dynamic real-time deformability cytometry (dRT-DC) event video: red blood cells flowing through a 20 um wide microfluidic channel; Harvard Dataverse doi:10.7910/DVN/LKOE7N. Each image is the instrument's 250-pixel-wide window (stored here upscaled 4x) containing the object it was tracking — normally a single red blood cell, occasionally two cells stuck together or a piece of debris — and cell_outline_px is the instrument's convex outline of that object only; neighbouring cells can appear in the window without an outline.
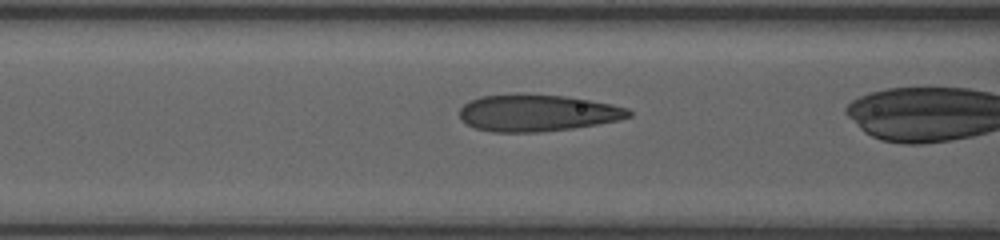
{"species": "human", "species_latin": "Homo sapiens", "temperature_condition": "room temperature", "stored_images_in_passage": 22, "camera_frame_rate_fps": 3000, "um_per_image_px": 0.085, "donor": {"sex": "female"}, "frame": {"image": 1, "passage_image": 9, "time_ms": 2.667, "image_size_px": [1000, 240], "cell_outline_px": [[632, 116], [616, 120], [596, 124], [572, 128], [540, 132], [492, 132], [476, 128], [468, 124], [460, 116], [460, 108], [464, 104], [480, 96], [512, 92], [524, 92], [564, 96], [612, 104], [628, 108], [632, 112]], "centroid_in_image_um": [45.64, 9.57], "position_along_channel_um": 121.0, "area_um2": 36.59}}
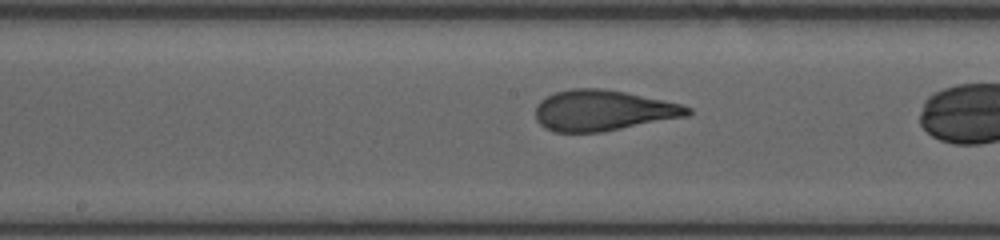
{"frame": {"image": 2, "passage_image": 15, "time_ms": 4.667, "image_size_px": [1000, 240], "cell_outline_px": [[692, 112], [688, 116], [600, 132], [552, 132], [544, 128], [536, 120], [536, 104], [540, 100], [556, 92], [572, 88], [600, 88], [624, 92], [684, 104], [692, 108]], "centroid_in_image_um": [51.26, 9.39], "position_along_channel_um": 196.9, "area_um2": 36.13}}
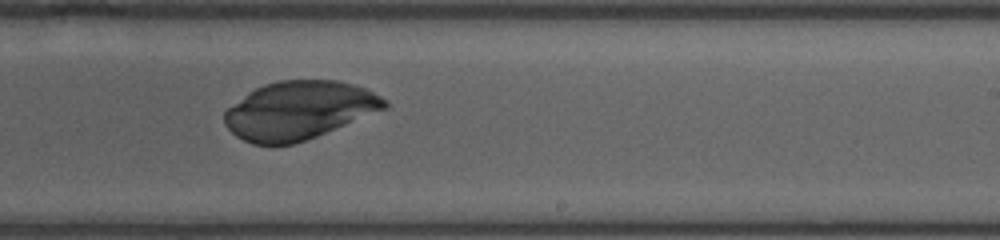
{"frame": {"image": 3, "passage_image": 18, "time_ms": 7.333, "image_size_px": [1000, 240], "cell_outline_px": [[388, 108], [316, 136], [292, 144], [252, 144], [236, 136], [224, 124], [224, 112], [228, 108], [248, 92], [264, 84], [280, 80], [336, 80], [352, 84], [364, 88], [388, 100]], "centroid_in_image_um": [25.42, 9.37], "position_along_channel_um": 263.6, "area_um2": 53.93}}